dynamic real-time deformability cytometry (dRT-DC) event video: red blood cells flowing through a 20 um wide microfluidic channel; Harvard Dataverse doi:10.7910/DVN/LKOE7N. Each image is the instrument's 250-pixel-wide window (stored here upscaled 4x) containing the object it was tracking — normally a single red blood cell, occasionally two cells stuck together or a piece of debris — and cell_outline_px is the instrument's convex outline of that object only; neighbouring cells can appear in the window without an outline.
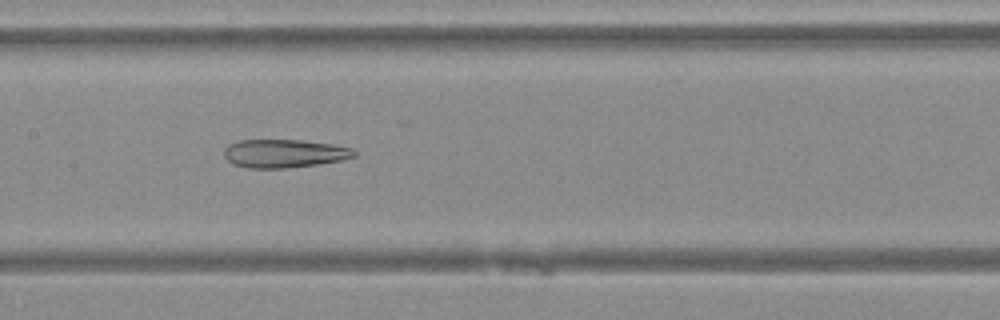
{"species": "Egyptian fruit bat (a non-hibernating species)", "species_latin": "Rousettus aegyptiacus", "temperature_condition": "warm", "stored_images_in_passage": 29, "camera_frame_rate_fps": 3000, "um_per_image_px": 0.085, "animal": {"sex": "female"}, "frame": {"image": 1, "passage_image": 10, "time_ms": 3.0, "image_size_px": [1000, 320], "cell_outline_px": [[356, 156], [340, 160], [316, 164], [284, 168], [248, 168], [232, 164], [224, 156], [224, 148], [228, 144], [236, 140], [300, 140], [332, 144], [352, 148], [356, 152]], "centroid_in_image_um": [24.11, 13.04], "position_along_channel_um": 183.3, "area_um2": 21.44}}
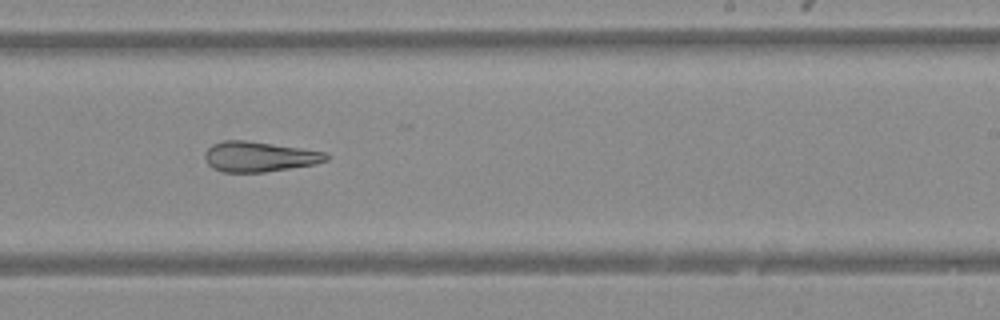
{"frame": {"image": 2, "passage_image": 16, "time_ms": 5.0, "image_size_px": [1000, 320], "cell_outline_px": [[328, 160], [316, 164], [264, 172], [224, 172], [212, 168], [208, 164], [204, 156], [204, 152], [212, 144], [224, 140], [248, 140], [328, 152]], "centroid_in_image_um": [22.04, 13.31], "position_along_channel_um": 267.0, "area_um2": 21.5}}
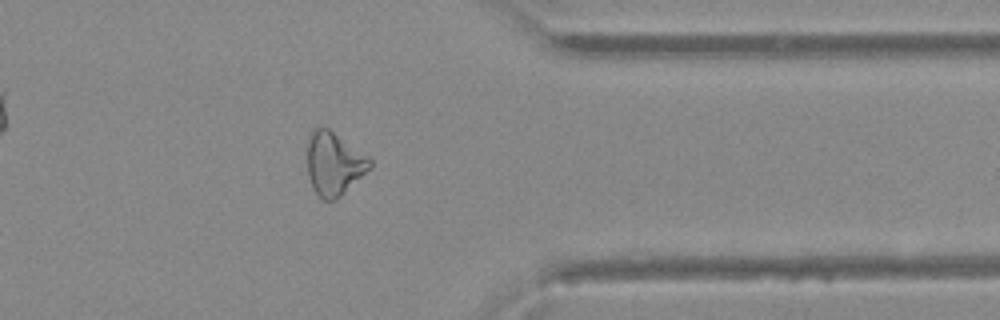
{"frame": {"image": 3, "passage_image": 25, "time_ms": 8.0, "image_size_px": [1000, 320], "cell_outline_px": [[372, 164], [336, 200], [324, 200], [312, 188], [308, 176], [308, 136], [312, 128], [328, 128], [368, 156], [372, 160]], "centroid_in_image_um": [28.34, 13.89], "position_along_channel_um": 383.1, "area_um2": 22.54}}